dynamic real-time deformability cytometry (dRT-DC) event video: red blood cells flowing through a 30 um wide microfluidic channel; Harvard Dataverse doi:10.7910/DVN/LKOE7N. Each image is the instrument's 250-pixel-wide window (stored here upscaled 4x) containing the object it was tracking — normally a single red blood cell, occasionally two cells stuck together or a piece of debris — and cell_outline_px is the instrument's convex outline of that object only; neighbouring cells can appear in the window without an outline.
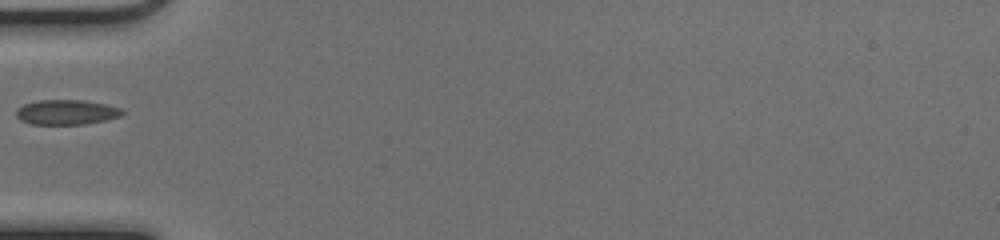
{"species": "common noctule bat (a hibernating species)", "species_latin": "Nyctalus noctula", "temperature_condition": "cold", "stored_images_in_passage": 34, "camera_frame_rate_fps": 3000, "um_per_image_px": 0.085, "animal": {"sex": "female", "body_mass_g": 17.0, "forearm_length_mm": 48.0}, "frame": {"image": 1, "passage_image": 1, "time_ms": 0.0, "image_size_px": [1000, 240], "cell_outline_px": [[124, 112], [120, 116], [104, 120], [84, 124], [32, 124], [20, 120], [16, 116], [16, 108], [24, 104], [36, 100], [84, 100], [124, 108]], "centroid_in_image_um": [5.63, 9.53], "position_along_channel_um": 79.4, "area_um2": 15.43}}
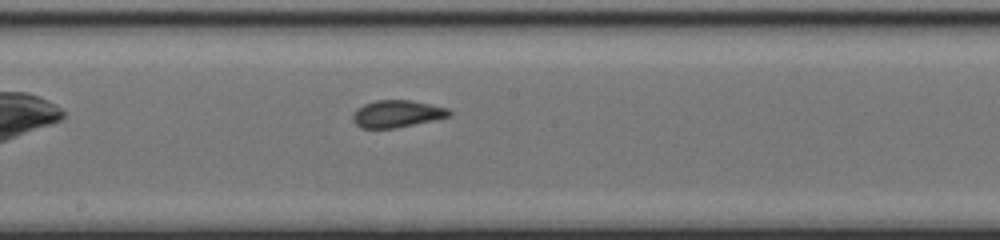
{"frame": {"image": 2, "passage_image": 11, "time_ms": 3.333, "image_size_px": [1000, 240], "cell_outline_px": [[452, 116], [396, 128], [360, 128], [352, 120], [352, 116], [356, 108], [364, 104], [376, 100], [412, 100], [448, 108], [452, 112]], "centroid_in_image_um": [33.74, 9.67], "position_along_channel_um": 214.5, "area_um2": 15.37}}
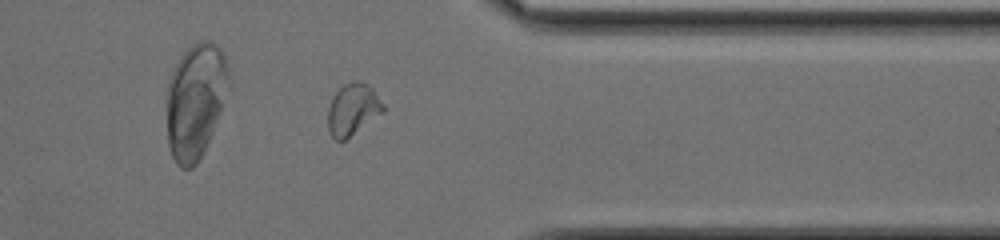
{"frame": {"image": 3, "passage_image": 24, "time_ms": 7.667, "image_size_px": [1000, 240], "cell_outline_px": [[384, 112], [344, 140], [336, 140], [328, 132], [328, 108], [332, 96], [344, 84], [352, 80], [360, 80], [368, 84], [372, 88], [384, 104]], "centroid_in_image_um": [29.98, 9.27], "position_along_channel_um": 381.4, "area_um2": 16.7}}